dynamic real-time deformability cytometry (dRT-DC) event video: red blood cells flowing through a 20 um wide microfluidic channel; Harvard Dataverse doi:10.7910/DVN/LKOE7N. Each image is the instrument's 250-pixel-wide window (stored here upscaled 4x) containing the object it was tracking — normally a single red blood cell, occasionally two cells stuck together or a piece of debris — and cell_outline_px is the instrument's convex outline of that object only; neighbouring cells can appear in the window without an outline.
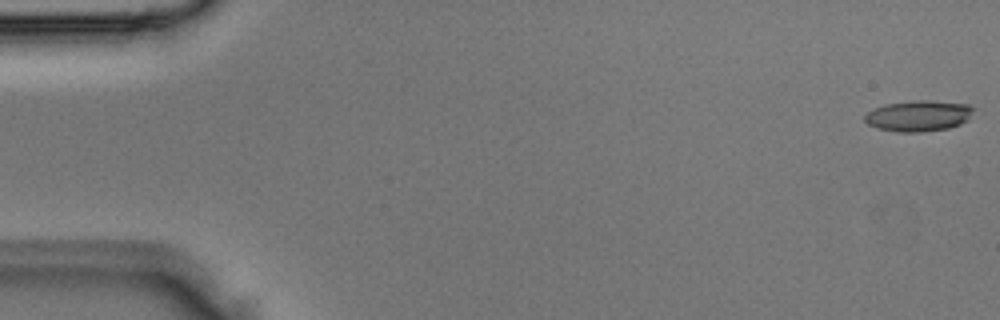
{"species": "Egyptian fruit bat (a non-hibernating species)", "species_latin": "Rousettus aegyptiacus", "temperature_condition": "room temperature", "stored_images_in_passage": 4, "camera_frame_rate_fps": 3000, "um_per_image_px": 0.085, "animal": {"sex": "male"}, "frame": {"image": 1, "passage_image": 1, "time_ms": 0.0, "image_size_px": [1000, 320], "cell_outline_px": [[976, 108], [968, 120], [960, 124], [948, 128], [920, 132], [896, 132], [876, 128], [868, 124], [864, 120], [864, 116], [868, 112], [884, 104], [920, 100], [928, 100], [968, 104]], "centroid_in_image_um": [78.09, 9.85], "position_along_channel_um": 6.9, "area_um2": 19.65}}
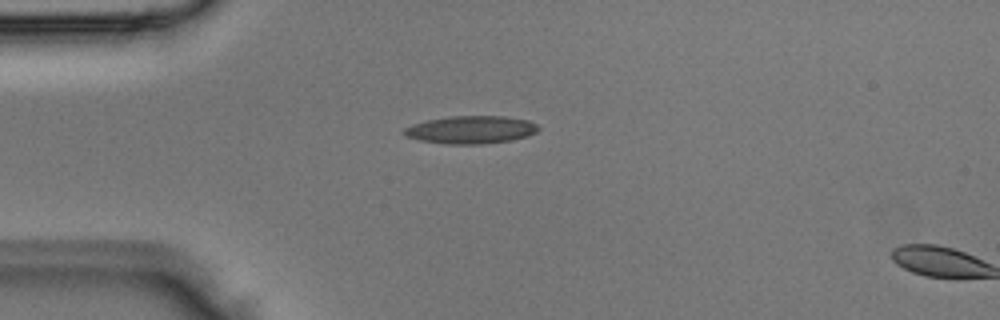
{"frame": {"image": 2, "passage_image": 3, "time_ms": 0.667, "image_size_px": [1000, 320], "cell_outline_px": [[540, 128], [536, 132], [528, 136], [512, 140], [480, 144], [448, 144], [420, 140], [408, 136], [400, 132], [404, 128], [412, 124], [428, 120], [448, 116], [504, 116], [528, 120], [536, 124]], "centroid_in_image_um": [40.03, 11.02], "position_along_channel_um": 45.0, "area_um2": 21.73}}